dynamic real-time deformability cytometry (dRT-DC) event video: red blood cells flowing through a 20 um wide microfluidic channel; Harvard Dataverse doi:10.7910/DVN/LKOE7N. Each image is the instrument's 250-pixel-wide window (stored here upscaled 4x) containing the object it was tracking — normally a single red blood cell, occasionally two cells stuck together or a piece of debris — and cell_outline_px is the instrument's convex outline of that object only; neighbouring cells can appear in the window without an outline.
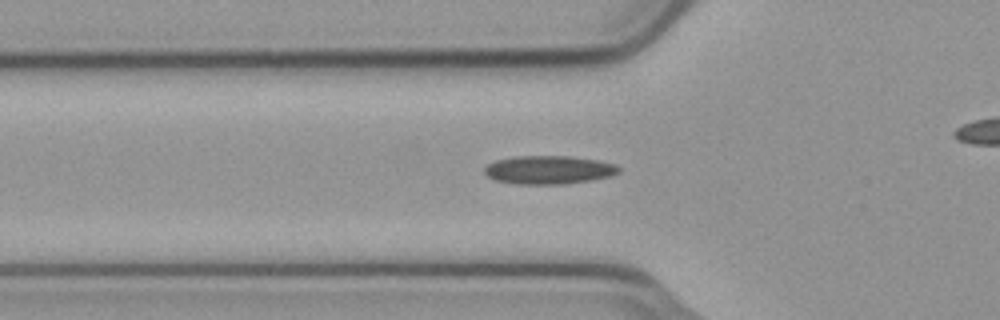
{"species": "common noctule bat (a hibernating species)", "species_latin": "Nyctalus noctula", "temperature_condition": "cold", "stored_images_in_passage": 44, "camera_frame_rate_fps": 3000, "um_per_image_px": 0.085, "animal": {"sex": "male", "body_mass_g": 23.1, "forearm_length_mm": 52.7}, "frame": {"image": 1, "passage_image": 12, "time_ms": 3.667, "image_size_px": [1000, 320], "cell_outline_px": [[620, 172], [612, 176], [592, 180], [564, 184], [516, 184], [496, 180], [488, 176], [484, 172], [484, 168], [488, 164], [496, 160], [516, 156], [572, 156], [596, 160], [616, 164], [620, 168]], "centroid_in_image_um": [46.67, 14.44], "position_along_channel_um": 79.1, "area_um2": 22.31}}
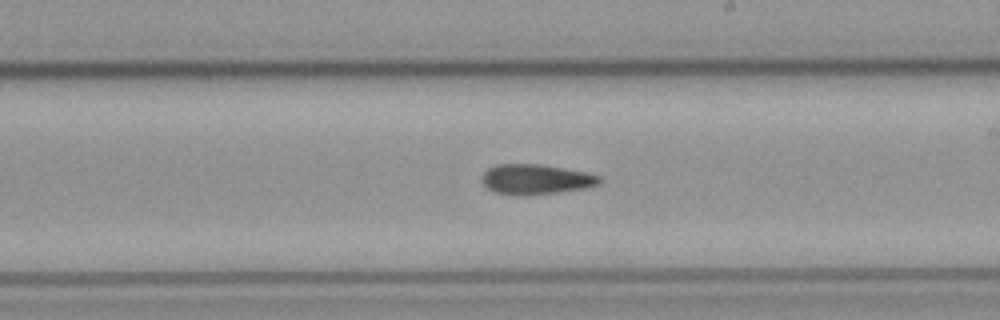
{"frame": {"image": 2, "passage_image": 25, "time_ms": 8.0, "image_size_px": [1000, 320], "cell_outline_px": [[600, 180], [596, 184], [584, 188], [556, 192], [520, 196], [496, 192], [488, 188], [484, 184], [484, 172], [488, 168], [496, 164], [540, 164], [584, 172], [600, 176]], "centroid_in_image_um": [45.51, 15.23], "position_along_channel_um": 243.5, "area_um2": 20.11}}
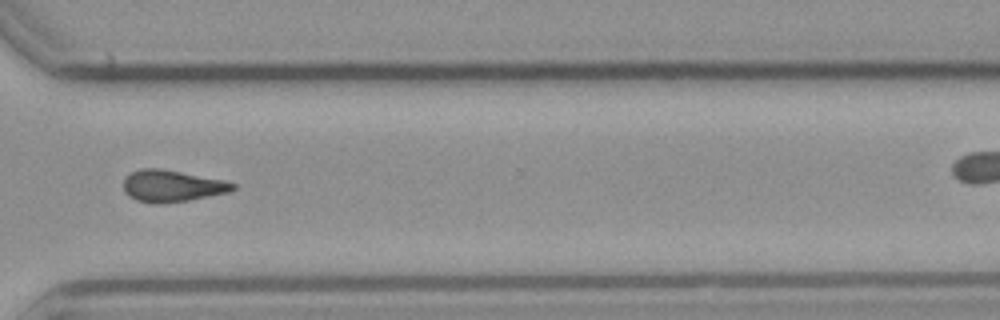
{"frame": {"image": 3, "passage_image": 34, "time_ms": 11.0, "image_size_px": [1000, 320], "cell_outline_px": [[236, 188], [232, 192], [188, 200], [156, 204], [136, 200], [128, 196], [124, 192], [124, 180], [132, 172], [140, 168], [160, 168], [224, 180], [236, 184]], "centroid_in_image_um": [14.64, 15.81], "position_along_channel_um": 356.0, "area_um2": 20.23}, "authors_computed_cell_mechanics": {"area_um2": 20.23, "velocity_mm_per_s": 3.7599, "shape_relaxation_time_tau1_ms": null, "shape_relaxation_time_tau2_ms": 10.3342, "deformation_change_tau1": null, "deformation_change_tau2": 0.2023}}